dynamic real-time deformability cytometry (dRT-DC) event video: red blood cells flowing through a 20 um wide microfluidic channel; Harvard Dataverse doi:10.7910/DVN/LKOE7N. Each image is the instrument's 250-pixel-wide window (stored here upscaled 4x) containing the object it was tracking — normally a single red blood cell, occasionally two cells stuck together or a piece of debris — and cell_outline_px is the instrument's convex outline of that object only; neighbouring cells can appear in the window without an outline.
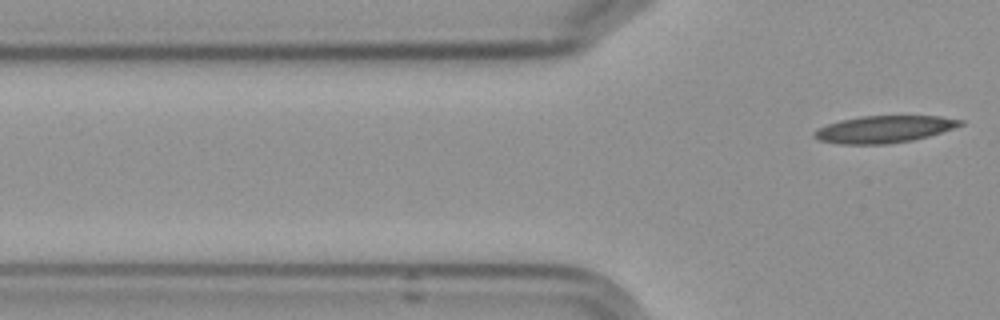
{"species": "Egyptian fruit bat (a non-hibernating species)", "species_latin": "Rousettus aegyptiacus", "temperature_condition": "cold", "stored_images_in_passage": 4, "camera_frame_rate_fps": 3000, "um_per_image_px": 0.085, "frame": {"image": 1, "passage_image": 4, "time_ms": 4.333, "image_size_px": [1000, 320], "cell_outline_px": [[964, 124], [928, 136], [912, 140], [888, 144], [840, 144], [820, 140], [812, 136], [812, 132], [816, 128], [840, 120], [860, 116], [940, 116], [964, 120]], "centroid_in_image_um": [75.1, 10.98], "position_along_channel_um": 50.7, "area_um2": 23.0}}